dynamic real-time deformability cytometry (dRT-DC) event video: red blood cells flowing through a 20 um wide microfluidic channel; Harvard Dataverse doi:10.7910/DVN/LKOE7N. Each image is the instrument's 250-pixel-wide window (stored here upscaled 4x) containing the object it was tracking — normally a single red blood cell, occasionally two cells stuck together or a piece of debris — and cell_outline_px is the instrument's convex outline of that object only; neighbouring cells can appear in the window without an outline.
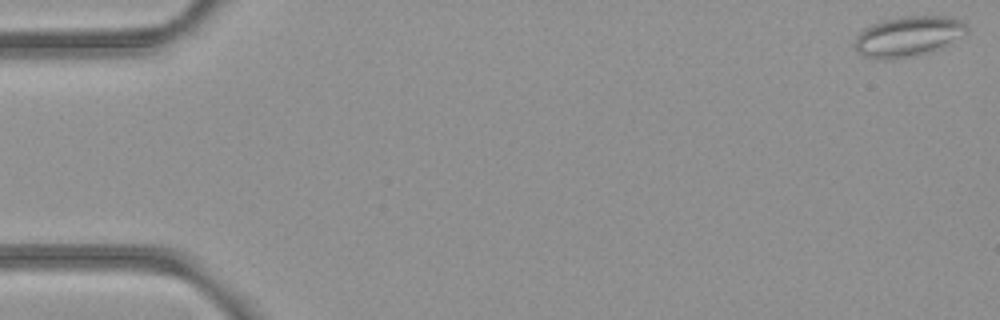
{"species": "common noctule bat (a hibernating species)", "species_latin": "Nyctalus noctula", "temperature_condition": "room temperature", "stored_images_in_passage": 6, "camera_frame_rate_fps": 3000, "um_per_image_px": 0.085, "animal": {"sex": "female", "body_mass_g": 21.9}, "frame": {"image": 1, "passage_image": 1, "time_ms": 0.0, "image_size_px": [1000, 320], "cell_outline_px": [[968, 32], [940, 48], [928, 52], [892, 60], [880, 60], [864, 56], [856, 48], [856, 36], [864, 28], [872, 24], [884, 20], [904, 16], [948, 16], [960, 20], [968, 24]], "centroid_in_image_um": [77.21, 3.08], "position_along_channel_um": 7.8, "area_um2": 26.13}}